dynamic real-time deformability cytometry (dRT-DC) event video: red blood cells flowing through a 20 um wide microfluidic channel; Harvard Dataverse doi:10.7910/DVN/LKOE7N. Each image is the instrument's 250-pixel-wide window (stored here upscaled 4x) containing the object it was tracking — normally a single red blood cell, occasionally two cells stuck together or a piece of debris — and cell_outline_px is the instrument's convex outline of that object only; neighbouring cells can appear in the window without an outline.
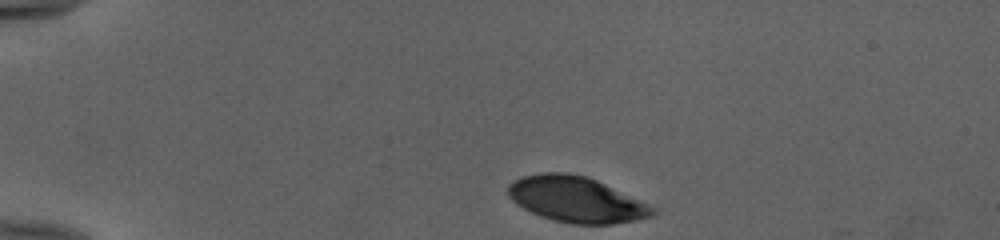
{"species": "human", "species_latin": "Homo sapiens", "temperature_condition": "cold", "stored_images_in_passage": 37, "camera_frame_rate_fps": 3000, "um_per_image_px": 0.085, "donor": {"sex": "female"}, "frame": {"image": 1, "passage_image": 1, "time_ms": 0.0, "image_size_px": [1000, 240], "cell_outline_px": [[656, 212], [652, 216], [636, 220], [612, 224], [572, 224], [552, 220], [540, 216], [516, 204], [508, 196], [508, 184], [520, 176], [540, 172], [568, 172], [588, 176], [656, 208]], "centroid_in_image_um": [48.94, 16.94], "position_along_channel_um": 36.1, "area_um2": 38.55}}
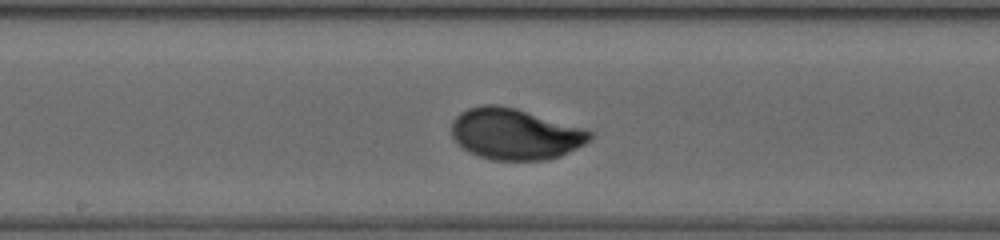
{"frame": {"image": 2, "passage_image": 19, "time_ms": 6.0, "image_size_px": [1000, 240], "cell_outline_px": [[596, 132], [592, 140], [560, 156], [548, 160], [492, 160], [468, 152], [452, 136], [452, 120], [460, 112], [468, 108], [484, 104], [496, 104], [516, 108], [584, 128]], "centroid_in_image_um": [43.81, 11.38], "position_along_channel_um": 204.4, "area_um2": 41.38}}
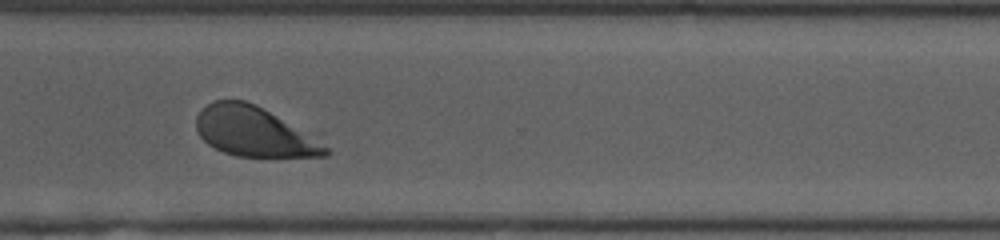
{"frame": {"image": 3, "passage_image": 30, "time_ms": 9.667, "image_size_px": [1000, 240], "cell_outline_px": [[332, 152], [328, 156], [236, 156], [224, 152], [208, 144], [196, 132], [196, 116], [212, 100], [244, 100], [256, 104], [324, 132]], "centroid_in_image_um": [21.89, 11.17], "position_along_channel_um": 348.7, "area_um2": 39.94}, "authors_computed_cell_mechanics": {"area_um2": 39.9976, "velocity_mm_per_s": 3.945, "shape_relaxation_time_tau1_ms": 2.4143, "shape_relaxation_time_tau2_ms": null, "deformation_change_tau1": 0.1573, "deformation_change_tau2": null}}